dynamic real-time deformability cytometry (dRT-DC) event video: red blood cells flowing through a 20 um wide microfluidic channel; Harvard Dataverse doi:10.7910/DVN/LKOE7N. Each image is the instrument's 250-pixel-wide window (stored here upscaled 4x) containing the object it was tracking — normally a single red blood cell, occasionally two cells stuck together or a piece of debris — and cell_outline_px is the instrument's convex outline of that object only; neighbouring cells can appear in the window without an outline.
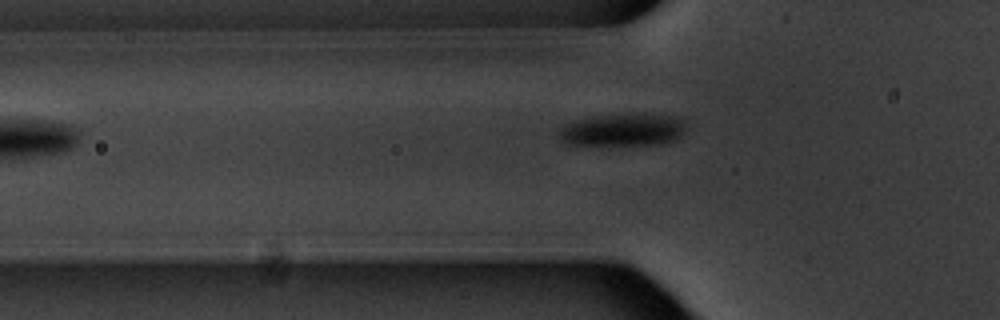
{"species": "common noctule bat (a hibernating species)", "species_latin": "Nyctalus noctula", "temperature_condition": "warm", "stored_images_in_passage": 3, "camera_frame_rate_fps": 3000, "um_per_image_px": 0.085, "animal": {"sex": "male", "body_mass_g": 20.1, "forearm_length_mm": 53.5}, "frame": {"image": 1, "passage_image": 3, "time_ms": 2.333, "image_size_px": [1000, 320], "cell_outline_px": [[688, 128], [676, 140], [660, 144], [564, 144], [560, 140], [560, 128], [564, 124], [576, 120], [592, 116], [644, 112], [680, 116], [688, 120]], "centroid_in_image_um": [53.07, 10.99], "position_along_channel_um": 72.7, "area_um2": 24.85}}